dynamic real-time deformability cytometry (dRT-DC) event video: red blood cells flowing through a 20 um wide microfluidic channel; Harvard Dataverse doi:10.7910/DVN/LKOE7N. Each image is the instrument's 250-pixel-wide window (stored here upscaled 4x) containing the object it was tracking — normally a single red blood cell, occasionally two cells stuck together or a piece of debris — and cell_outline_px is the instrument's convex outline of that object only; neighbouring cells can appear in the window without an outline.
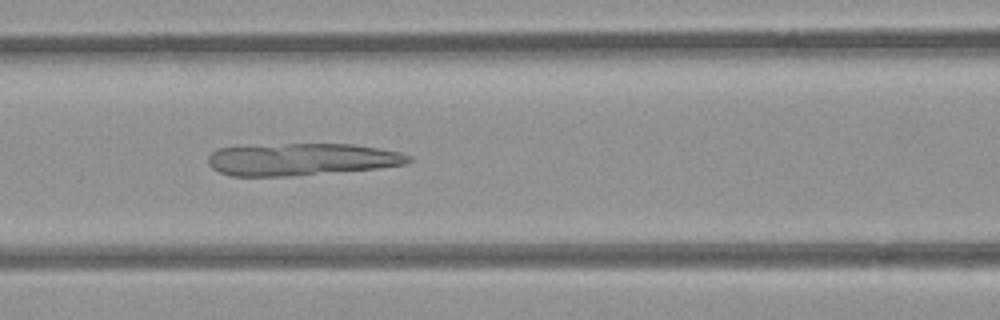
{"species": "common noctule bat (a hibernating species)", "species_latin": "Nyctalus noctula", "temperature_condition": "room temperature", "stored_images_in_passage": 52, "camera_frame_rate_fps": 3000, "um_per_image_px": 0.085, "animal": {"sex": "female", "body_mass_g": 21.9}, "frame": {"image": 1, "passage_image": 22, "time_ms": 7.0, "image_size_px": [1000, 320], "cell_outline_px": [[412, 160], [404, 164], [380, 168], [292, 176], [232, 176], [220, 172], [212, 168], [208, 164], [208, 156], [212, 152], [220, 148], [288, 144], [352, 144], [400, 152], [412, 156]], "centroid_in_image_um": [25.65, 13.55], "position_along_channel_um": 141.0, "area_um2": 37.4}}
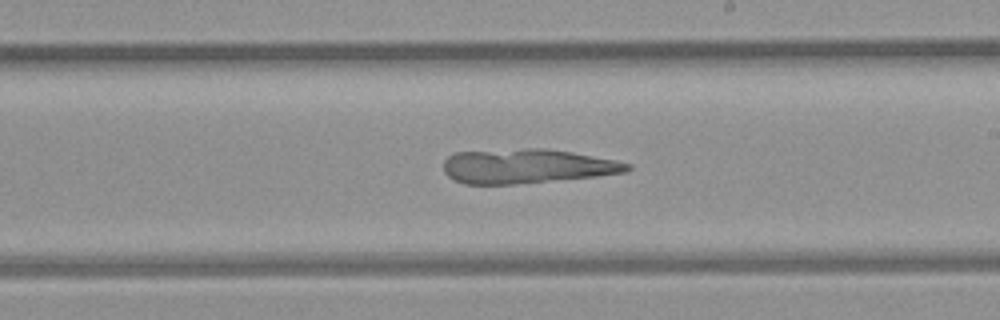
{"frame": {"image": 2, "passage_image": 30, "time_ms": 9.667, "image_size_px": [1000, 320], "cell_outline_px": [[632, 168], [624, 172], [596, 176], [512, 184], [464, 184], [448, 176], [444, 172], [444, 160], [448, 156], [456, 152], [524, 148], [544, 148], [572, 152], [632, 164]], "centroid_in_image_um": [44.74, 14.12], "position_along_channel_um": 244.3, "area_um2": 36.53}}
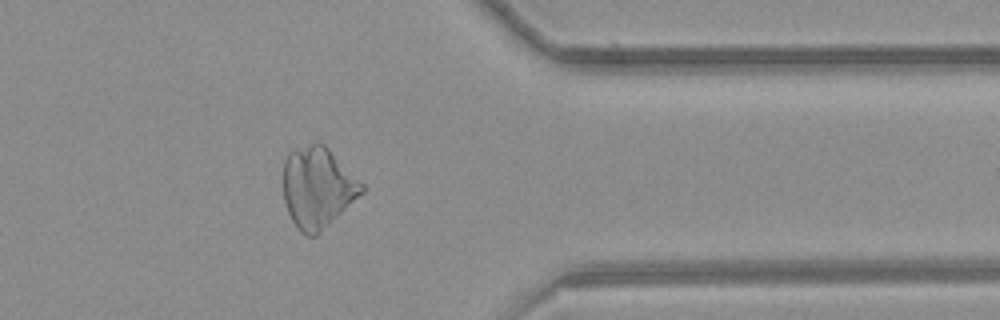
{"frame": {"image": 3, "passage_image": 42, "time_ms": 13.667, "image_size_px": [1000, 320], "cell_outline_px": [[364, 192], [316, 236], [304, 236], [296, 228], [288, 212], [284, 200], [284, 160], [288, 152], [316, 140], [324, 144], [364, 184]], "centroid_in_image_um": [26.99, 15.93], "position_along_channel_um": 384.4, "area_um2": 37.11}}